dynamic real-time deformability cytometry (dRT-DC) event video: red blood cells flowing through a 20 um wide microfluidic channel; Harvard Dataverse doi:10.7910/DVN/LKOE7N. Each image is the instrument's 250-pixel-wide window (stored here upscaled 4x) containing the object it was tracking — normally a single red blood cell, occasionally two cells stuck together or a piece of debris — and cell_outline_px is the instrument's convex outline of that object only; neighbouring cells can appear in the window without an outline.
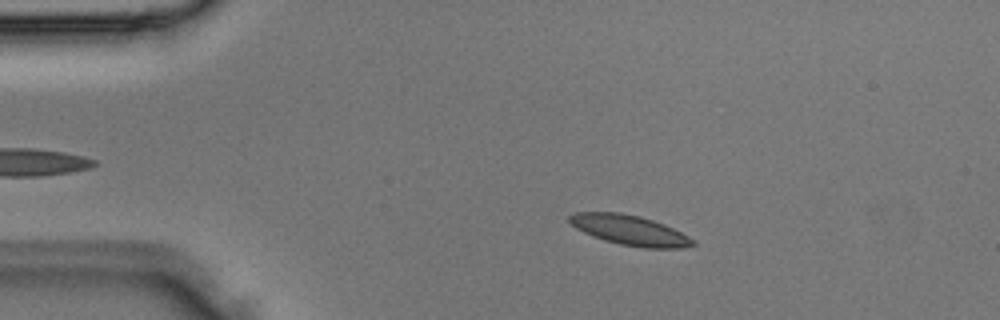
{"species": "Egyptian fruit bat (a non-hibernating species)", "species_latin": "Rousettus aegyptiacus", "temperature_condition": "room temperature", "stored_images_in_passage": 4, "camera_frame_rate_fps": 3000, "um_per_image_px": 0.085, "animal": {"sex": "male"}, "frame": {"image": 1, "passage_image": 3, "time_ms": 0.667, "image_size_px": [1000, 320], "cell_outline_px": [[696, 244], [684, 248], [644, 248], [620, 244], [604, 240], [592, 236], [576, 228], [568, 220], [568, 216], [576, 212], [620, 212], [640, 216], [664, 224], [696, 240]], "centroid_in_image_um": [53.54, 19.56], "position_along_channel_um": 31.5, "area_um2": 21.56}}